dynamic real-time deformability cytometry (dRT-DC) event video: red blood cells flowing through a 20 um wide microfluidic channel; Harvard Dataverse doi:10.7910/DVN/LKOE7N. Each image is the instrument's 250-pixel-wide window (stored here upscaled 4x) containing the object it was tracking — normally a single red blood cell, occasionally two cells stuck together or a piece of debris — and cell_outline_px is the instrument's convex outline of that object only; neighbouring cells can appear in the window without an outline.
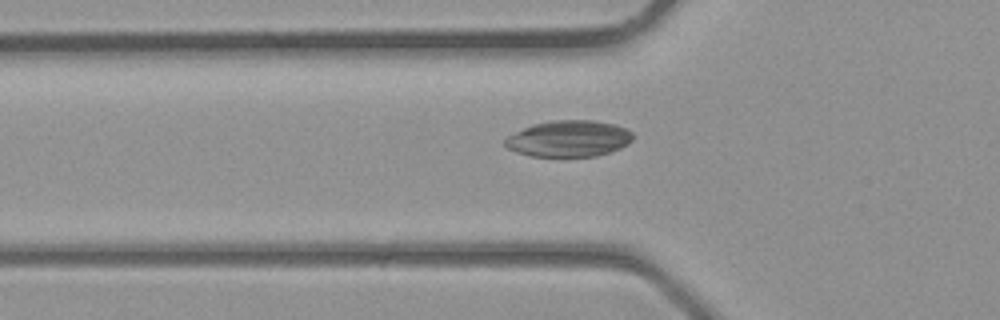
{"species": "common noctule bat (a hibernating species)", "species_latin": "Nyctalus noctula", "temperature_condition": "room temperature", "stored_images_in_passage": 28, "camera_frame_rate_fps": 3000, "um_per_image_px": 0.085, "animal": {"sex": "male", "body_mass_g": 23.1, "forearm_length_mm": 52.7}, "frame": {"image": 1, "passage_image": 3, "time_ms": 0.667, "image_size_px": [1000, 320], "cell_outline_px": [[636, 136], [628, 144], [612, 152], [596, 156], [528, 156], [516, 152], [508, 148], [504, 144], [504, 140], [508, 136], [532, 124], [552, 120], [592, 120], [612, 124], [624, 128], [632, 132]], "centroid_in_image_um": [48.36, 11.79], "position_along_channel_um": 77.4, "area_um2": 27.11}}
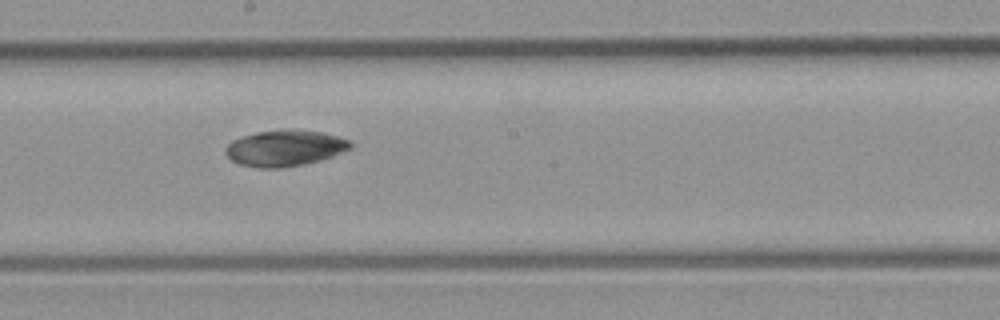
{"frame": {"image": 2, "passage_image": 11, "time_ms": 3.333, "image_size_px": [1000, 320], "cell_outline_px": [[352, 148], [332, 156], [320, 160], [304, 164], [284, 168], [256, 168], [240, 164], [232, 160], [224, 152], [224, 148], [232, 140], [256, 132], [280, 128], [288, 128], [320, 132], [336, 136], [348, 140], [352, 144]], "centroid_in_image_um": [24.18, 12.58], "position_along_channel_um": 224.0, "area_um2": 26.47}}
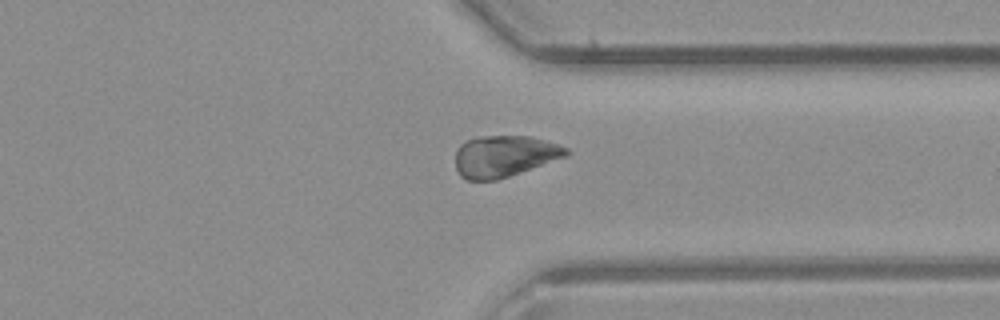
{"frame": {"image": 3, "passage_image": 19, "time_ms": 6.0, "image_size_px": [1000, 320], "cell_outline_px": [[572, 152], [568, 156], [496, 180], [468, 180], [460, 176], [456, 168], [456, 152], [460, 144], [468, 140], [480, 136], [532, 136], [568, 148]], "centroid_in_image_um": [42.88, 13.27], "position_along_channel_um": 368.5, "area_um2": 26.7}}